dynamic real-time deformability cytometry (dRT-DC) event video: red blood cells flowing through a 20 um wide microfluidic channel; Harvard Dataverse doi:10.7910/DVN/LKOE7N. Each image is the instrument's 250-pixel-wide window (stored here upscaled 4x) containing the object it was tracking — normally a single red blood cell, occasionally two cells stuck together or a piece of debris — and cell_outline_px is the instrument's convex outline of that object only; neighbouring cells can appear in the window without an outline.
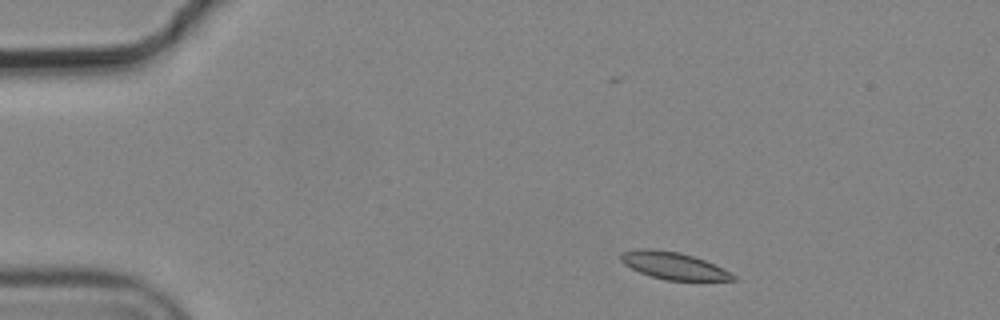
{"species": "common noctule bat (a hibernating species)", "species_latin": "Nyctalus noctula", "temperature_condition": "cold", "stored_images_in_passage": 3, "camera_frame_rate_fps": 3000, "um_per_image_px": 0.085, "animal": {"sex": "male", "body_mass_g": 19.2, "forearm_length_mm": 51.8}, "frame": {"image": 1, "passage_image": 1, "time_ms": 0.0, "image_size_px": [1000, 320], "cell_outline_px": [[736, 280], [664, 280], [640, 272], [624, 264], [620, 260], [620, 252], [636, 248], [652, 248], [680, 252], [704, 260], [736, 276]], "centroid_in_image_um": [57.17, 22.56], "position_along_channel_um": 27.8, "area_um2": 17.57}}